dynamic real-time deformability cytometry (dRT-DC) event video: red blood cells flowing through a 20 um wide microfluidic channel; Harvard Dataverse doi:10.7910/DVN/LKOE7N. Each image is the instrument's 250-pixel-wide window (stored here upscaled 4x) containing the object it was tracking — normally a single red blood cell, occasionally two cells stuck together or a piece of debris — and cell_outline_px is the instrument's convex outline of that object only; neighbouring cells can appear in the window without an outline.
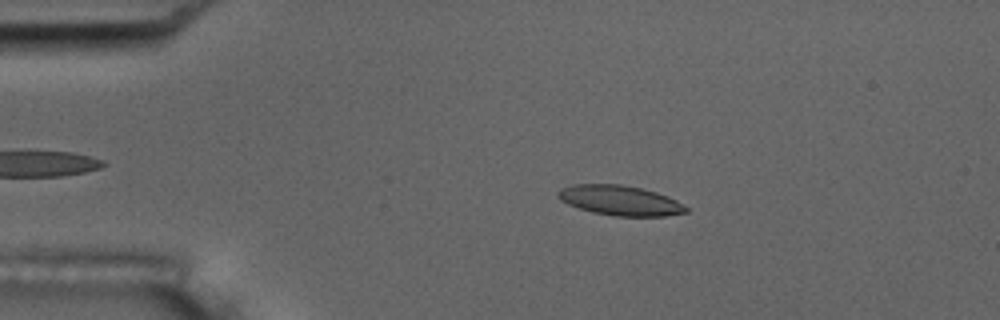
{"species": "common noctule bat (a hibernating species)", "species_latin": "Nyctalus noctula", "temperature_condition": "room temperature", "stored_images_in_passage": 47, "camera_frame_rate_fps": 3000, "um_per_image_px": 0.085, "animal": {"sex": "male", "body_mass_g": 17.5, "forearm_length_mm": 52.3}, "frame": {"image": 1, "passage_image": 10, "time_ms": 3.0, "image_size_px": [1000, 320], "cell_outline_px": [[688, 212], [668, 216], [616, 216], [592, 212], [568, 204], [560, 200], [556, 196], [556, 192], [560, 188], [572, 184], [620, 184], [640, 188], [656, 192], [668, 196], [676, 200], [688, 208]], "centroid_in_image_um": [52.68, 17.03], "position_along_channel_um": 32.3, "area_um2": 22.43}}
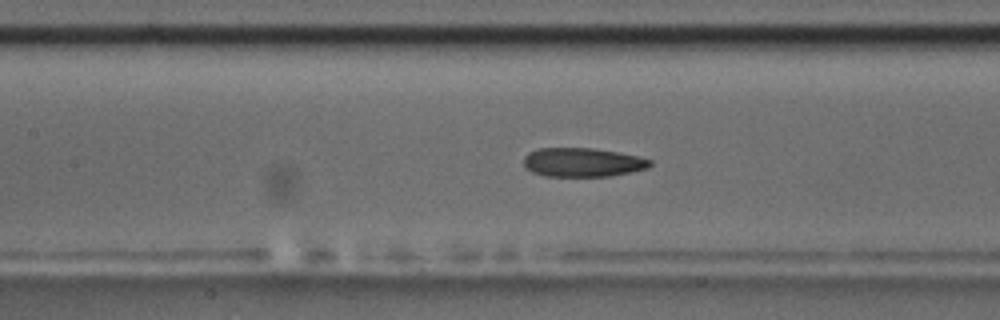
{"frame": {"image": 2, "passage_image": 24, "time_ms": 7.667, "image_size_px": [1000, 320], "cell_outline_px": [[652, 164], [648, 168], [632, 172], [612, 176], [544, 176], [532, 172], [524, 164], [524, 156], [528, 152], [540, 148], [592, 148], [640, 156], [652, 160]], "centroid_in_image_um": [49.55, 13.8], "position_along_channel_um": 157.9, "area_um2": 21.39}, "authors_computed_cell_mechanics": {"area_um2": 21.8484, "velocity_mm_per_s": 3.6927, "shape_relaxation_time_tau1_ms": 10.0883, "shape_relaxation_time_tau2_ms": 2.7373, "deformation_change_tau1": 0.2049, "deformation_change_tau2": 0.0981}}